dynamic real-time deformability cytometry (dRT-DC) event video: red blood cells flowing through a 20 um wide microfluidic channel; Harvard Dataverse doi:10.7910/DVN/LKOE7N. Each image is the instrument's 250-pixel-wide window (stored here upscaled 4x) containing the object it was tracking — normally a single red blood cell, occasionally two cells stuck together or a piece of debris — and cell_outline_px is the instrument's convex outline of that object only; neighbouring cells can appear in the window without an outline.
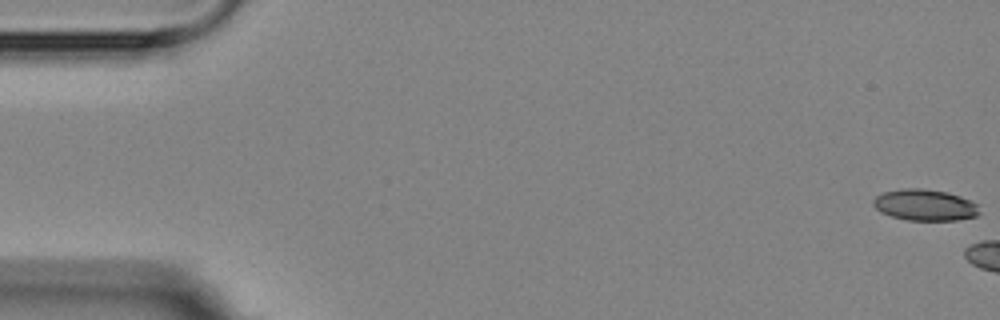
{"species": "Egyptian fruit bat (a non-hibernating species)", "species_latin": "Rousettus aegyptiacus", "temperature_condition": "room temperature", "stored_images_in_passage": 5, "camera_frame_rate_fps": 3000, "um_per_image_px": 0.085, "animal": {"sex": "female"}, "frame": {"image": 1, "passage_image": 1, "time_ms": 0.0, "image_size_px": [1000, 320], "cell_outline_px": [[980, 212], [976, 216], [956, 220], [908, 220], [892, 216], [880, 212], [872, 204], [872, 200], [876, 196], [884, 192], [904, 188], [920, 188], [948, 192], [960, 196], [976, 204]], "centroid_in_image_um": [78.59, 17.42], "position_along_channel_um": 6.4, "area_um2": 19.25}}
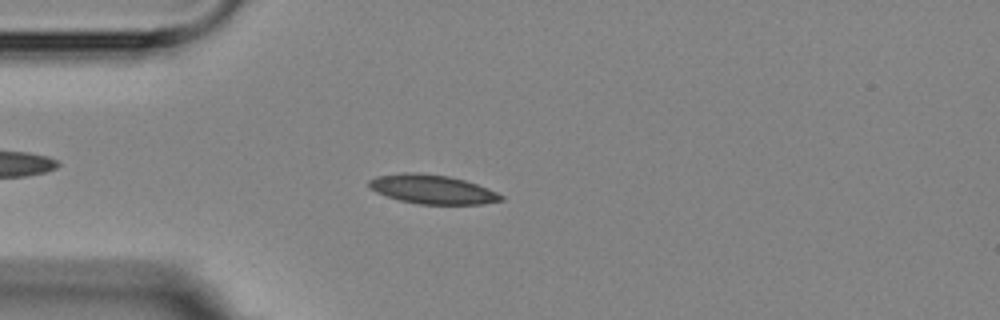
{"frame": {"image": 2, "passage_image": 5, "time_ms": 6.0, "image_size_px": [1000, 320], "cell_outline_px": [[504, 200], [484, 204], [420, 204], [400, 200], [376, 192], [368, 184], [368, 180], [376, 176], [404, 172], [416, 172], [448, 176], [464, 180], [488, 188], [504, 196]], "centroid_in_image_um": [36.76, 16.09], "position_along_channel_um": 48.2, "area_um2": 22.25}}